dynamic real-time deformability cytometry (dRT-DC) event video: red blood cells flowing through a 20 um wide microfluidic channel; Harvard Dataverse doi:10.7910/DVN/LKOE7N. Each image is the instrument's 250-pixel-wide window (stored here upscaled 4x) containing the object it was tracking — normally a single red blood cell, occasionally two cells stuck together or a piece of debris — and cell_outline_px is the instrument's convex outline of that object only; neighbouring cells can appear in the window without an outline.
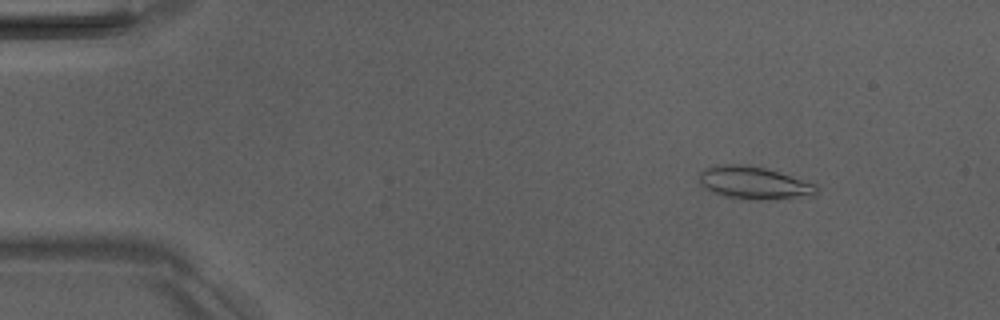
{"species": "Egyptian fruit bat (a non-hibernating species)", "species_latin": "Rousettus aegyptiacus", "temperature_condition": "room temperature", "stored_images_in_passage": 6, "camera_frame_rate_fps": 3000, "um_per_image_px": 0.085, "animal": {"sex": "male"}, "frame": {"image": 1, "passage_image": 1, "time_ms": 0.0, "image_size_px": [1000, 320], "cell_outline_px": [[820, 188], [816, 196], [760, 200], [752, 200], [724, 196], [704, 188], [700, 184], [700, 172], [704, 168], [724, 164], [740, 164], [764, 168], [780, 172], [816, 184]], "centroid_in_image_um": [64.14, 15.56], "position_along_channel_um": 20.9, "area_um2": 22.43}}